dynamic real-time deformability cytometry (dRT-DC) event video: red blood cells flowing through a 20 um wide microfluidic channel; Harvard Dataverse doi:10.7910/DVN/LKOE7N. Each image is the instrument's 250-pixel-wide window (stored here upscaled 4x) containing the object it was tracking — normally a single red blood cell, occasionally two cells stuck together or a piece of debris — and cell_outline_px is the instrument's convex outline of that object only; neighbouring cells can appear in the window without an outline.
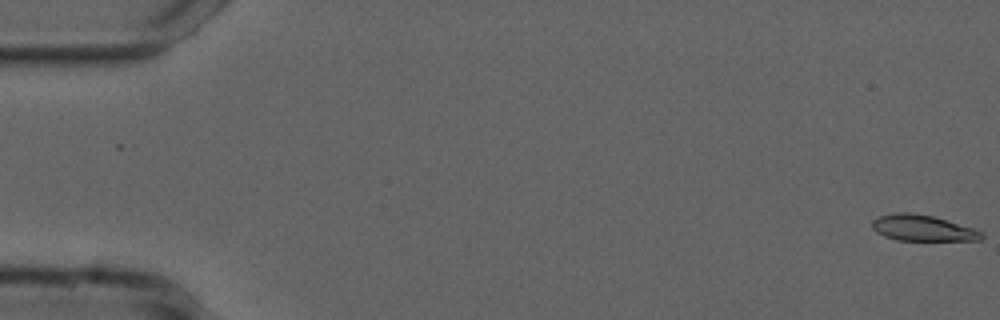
{"species": "common noctule bat (a hibernating species)", "species_latin": "Nyctalus noctula", "temperature_condition": "cold", "stored_images_in_passage": 31, "camera_frame_rate_fps": 3000, "um_per_image_px": 0.085, "animal": {"sex": "male", "forearm_length_mm": 52.5}, "frame": {"image": 1, "passage_image": 1, "time_ms": 0.0, "image_size_px": [1000, 320], "cell_outline_px": [[984, 236], [980, 240], [896, 240], [884, 236], [876, 232], [872, 228], [872, 220], [880, 216], [896, 212], [908, 212], [932, 216], [976, 228], [984, 232]], "centroid_in_image_um": [78.44, 19.38], "position_along_channel_um": 6.6, "area_um2": 16.65}}
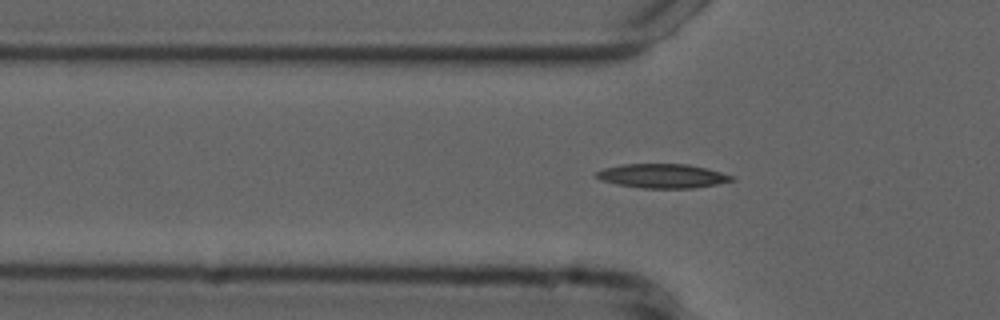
{"frame": {"image": 2, "passage_image": 18, "time_ms": 5.667, "image_size_px": [1000, 320], "cell_outline_px": [[736, 180], [716, 184], [692, 188], [644, 188], [616, 184], [600, 180], [596, 176], [596, 172], [604, 168], [624, 164], [688, 164], [708, 168], [736, 176]], "centroid_in_image_um": [56.36, 14.95], "position_along_channel_um": 69.4, "area_um2": 19.13}}
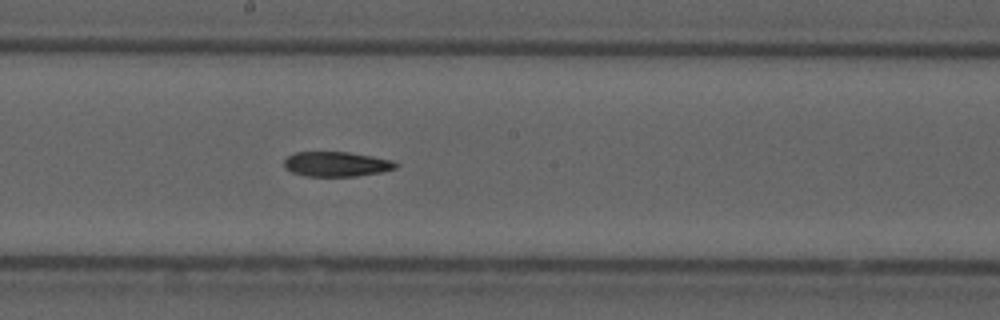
{"frame": {"image": 3, "passage_image": 30, "time_ms": 9.667, "image_size_px": [1000, 320], "cell_outline_px": [[400, 164], [396, 168], [384, 172], [356, 176], [304, 176], [292, 172], [284, 168], [284, 160], [288, 156], [296, 152], [348, 152], [372, 156], [392, 160]], "centroid_in_image_um": [28.62, 13.95], "position_along_channel_um": 219.6, "area_um2": 16.3}}